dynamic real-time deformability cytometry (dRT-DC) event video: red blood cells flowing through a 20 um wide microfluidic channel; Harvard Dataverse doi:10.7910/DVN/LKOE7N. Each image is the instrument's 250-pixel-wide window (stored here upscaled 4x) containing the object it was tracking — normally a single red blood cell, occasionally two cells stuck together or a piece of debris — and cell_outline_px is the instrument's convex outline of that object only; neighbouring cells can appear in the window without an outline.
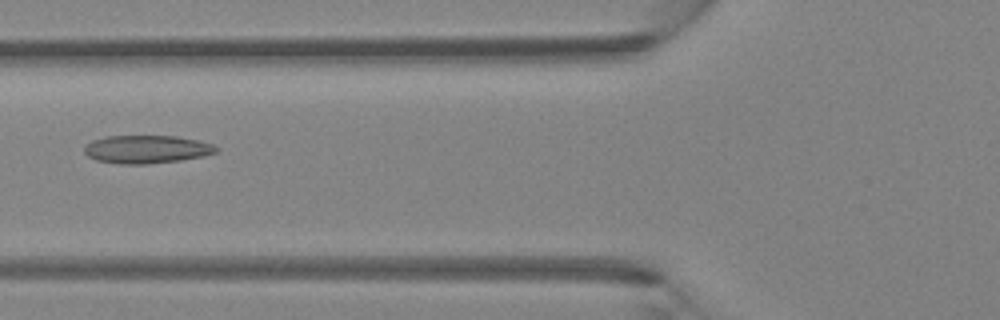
{"species": "Egyptian fruit bat (a non-hibernating species)", "species_latin": "Rousettus aegyptiacus", "temperature_condition": "room temperature", "stored_images_in_passage": 36, "camera_frame_rate_fps": 3000, "um_per_image_px": 0.085, "animal": {"sex": "female"}, "frame": {"image": 1, "passage_image": 8, "time_ms": 2.333, "image_size_px": [1000, 320], "cell_outline_px": [[216, 152], [204, 156], [180, 160], [148, 164], [120, 164], [96, 160], [88, 156], [84, 152], [84, 148], [92, 140], [108, 136], [176, 136], [196, 140], [212, 144], [216, 148]], "centroid_in_image_um": [12.44, 12.69], "position_along_channel_um": 113.4, "area_um2": 21.39}}
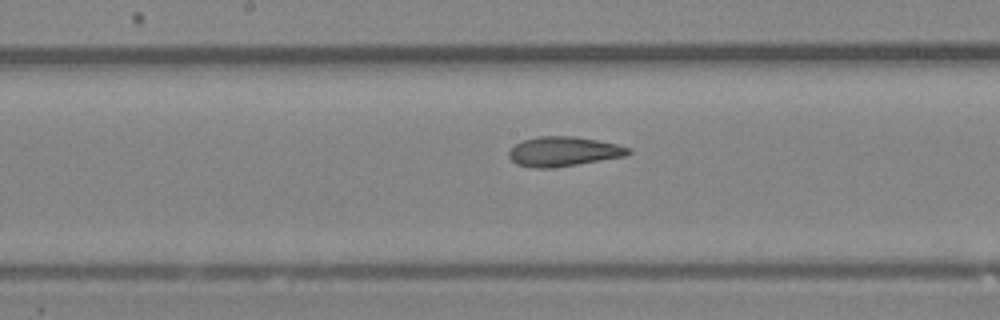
{"frame": {"image": 2, "passage_image": 14, "time_ms": 4.333, "image_size_px": [1000, 320], "cell_outline_px": [[632, 152], [628, 156], [552, 168], [536, 168], [516, 164], [508, 156], [508, 152], [516, 144], [524, 140], [540, 136], [572, 136], [596, 140], [616, 144], [632, 148]], "centroid_in_image_um": [47.93, 12.88], "position_along_channel_um": 200.3, "area_um2": 20.58}}
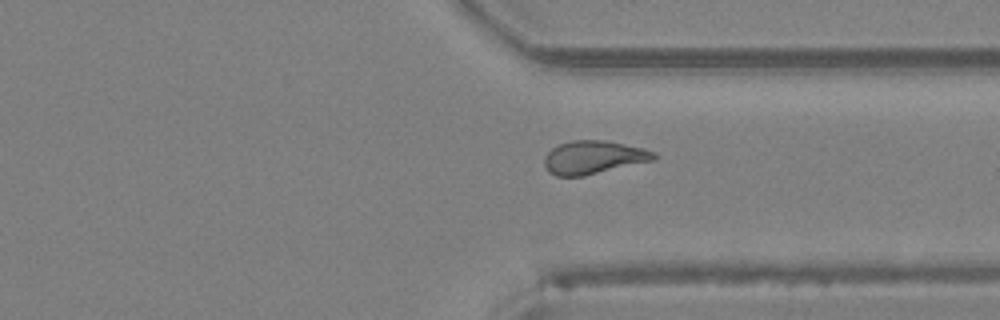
{"frame": {"image": 3, "passage_image": 25, "time_ms": 8.0, "image_size_px": [1000, 320], "cell_outline_px": [[656, 160], [584, 176], [556, 176], [548, 172], [544, 164], [544, 156], [552, 148], [560, 144], [572, 140], [604, 140], [644, 148], [656, 152]], "centroid_in_image_um": [50.46, 13.38], "position_along_channel_um": 360.9, "area_um2": 21.39}, "authors_computed_cell_mechanics": {"area_um2": 20.6635, "velocity_mm_per_s": 4.3727, "shape_relaxation_time_tau1_ms": null, "shape_relaxation_time_tau2_ms": 2.3944, "deformation_change_tau1": null, "deformation_change_tau2": 0.0921}}